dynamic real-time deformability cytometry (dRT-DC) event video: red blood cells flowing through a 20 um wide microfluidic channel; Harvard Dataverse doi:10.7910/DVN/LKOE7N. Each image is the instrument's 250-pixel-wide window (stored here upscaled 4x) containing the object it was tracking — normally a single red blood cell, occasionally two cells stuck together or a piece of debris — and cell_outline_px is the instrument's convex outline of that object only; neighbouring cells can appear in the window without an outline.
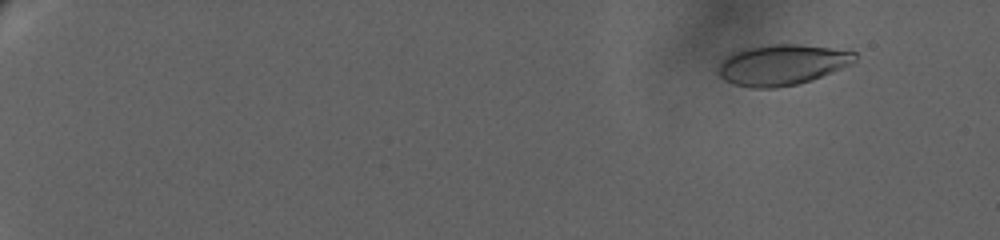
{"species": "human", "species_latin": "Homo sapiens", "temperature_condition": "warm", "stored_images_in_passage": 45, "camera_frame_rate_fps": 3000, "um_per_image_px": 0.085, "donor": {"sex": "female"}, "frame": {"image": 1, "passage_image": 5, "time_ms": 2.333, "image_size_px": [1000, 240], "cell_outline_px": [[856, 60], [852, 64], [812, 80], [796, 84], [776, 88], [752, 88], [732, 84], [724, 80], [716, 72], [724, 56], [732, 52], [744, 48], [768, 44], [800, 44], [856, 52]], "centroid_in_image_um": [66.42, 5.51], "position_along_channel_um": 18.6, "area_um2": 32.6}}
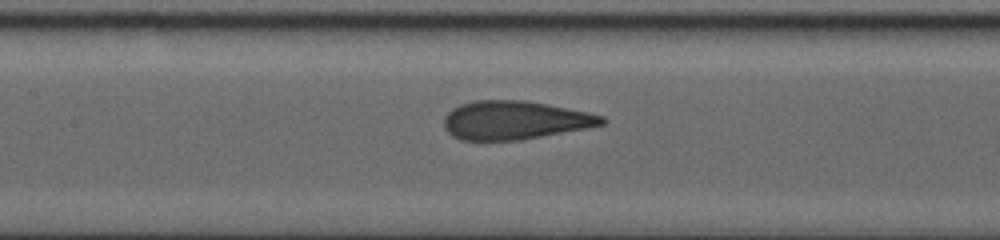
{"frame": {"image": 2, "passage_image": 27, "time_ms": 14.0, "image_size_px": [1000, 240], "cell_outline_px": [[608, 120], [604, 124], [588, 128], [520, 140], [460, 140], [452, 136], [444, 128], [444, 116], [452, 108], [460, 104], [476, 100], [524, 100], [548, 104], [588, 112], [604, 116]], "centroid_in_image_um": [43.76, 10.21], "position_along_channel_um": 163.6, "area_um2": 35.66}}
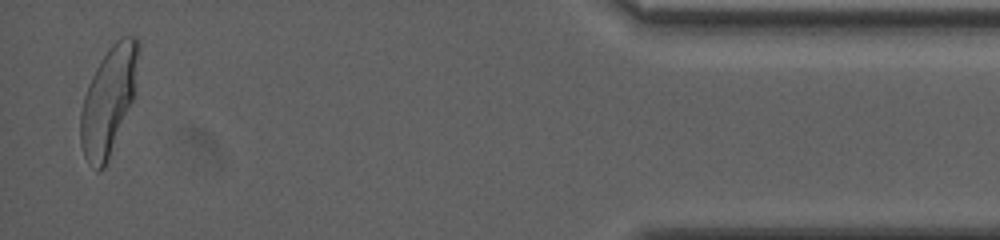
{"frame": {"image": 3, "passage_image": 45, "time_ms": 25.0, "image_size_px": [1000, 240], "cell_outline_px": [[140, 52], [132, 100], [104, 168], [100, 172], [96, 172], [88, 164], [84, 156], [80, 144], [80, 112], [84, 96], [88, 84], [100, 60], [108, 48], [120, 36], [136, 36], [140, 40]], "centroid_in_image_um": [9.21, 8.52], "position_along_channel_um": 426.0, "area_um2": 36.18}, "authors_computed_cell_mechanics": {"area_um2": 35.2002, "velocity_mm_per_s": 2.8974, "shape_relaxation_time_tau1_ms": 5.5324, "shape_relaxation_time_tau2_ms": null, "deformation_change_tau1": 0.2046, "deformation_change_tau2": null}}